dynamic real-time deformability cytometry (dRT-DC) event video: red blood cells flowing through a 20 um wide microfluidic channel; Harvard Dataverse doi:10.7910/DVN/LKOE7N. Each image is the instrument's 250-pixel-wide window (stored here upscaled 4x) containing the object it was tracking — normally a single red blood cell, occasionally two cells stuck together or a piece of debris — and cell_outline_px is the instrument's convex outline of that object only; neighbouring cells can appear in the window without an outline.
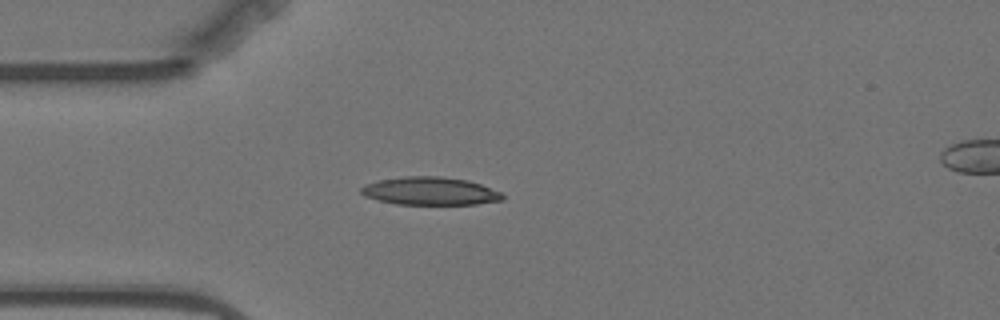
{"species": "Egyptian fruit bat (a non-hibernating species)", "species_latin": "Rousettus aegyptiacus", "temperature_condition": "warm", "stored_images_in_passage": 6, "segment_of_instrument_passage": [1, 2], "camera_frame_rate_fps": 3000, "um_per_image_px": 0.085, "animal": {"sex": "female"}, "frame": {"image": 1, "passage_image": 5, "time_ms": 4.667, "image_size_px": [1000, 320], "cell_outline_px": [[504, 200], [476, 204], [396, 204], [364, 196], [360, 192], [360, 188], [364, 184], [380, 180], [404, 176], [440, 176], [468, 180], [480, 184], [500, 192], [504, 196]], "centroid_in_image_um": [36.55, 16.24], "position_along_channel_um": 48.5, "area_um2": 23.0}}